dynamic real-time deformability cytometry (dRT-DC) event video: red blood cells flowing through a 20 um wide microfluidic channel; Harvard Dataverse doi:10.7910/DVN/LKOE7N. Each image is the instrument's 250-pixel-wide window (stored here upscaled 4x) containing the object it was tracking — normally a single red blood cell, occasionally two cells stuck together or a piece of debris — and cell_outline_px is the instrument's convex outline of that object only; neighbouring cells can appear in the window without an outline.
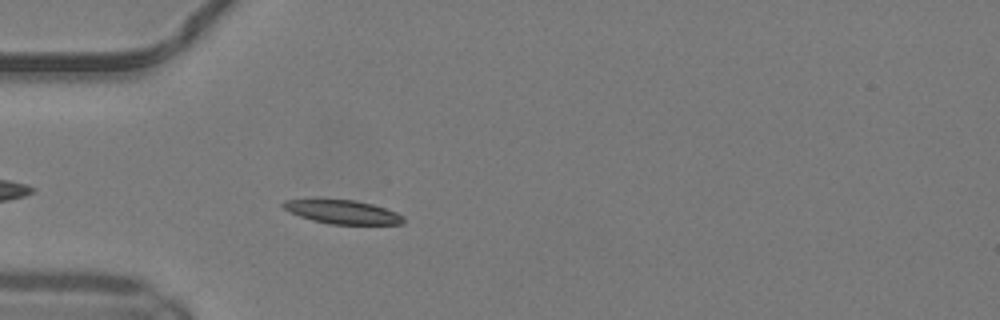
{"species": "common noctule bat (a hibernating species)", "species_latin": "Nyctalus noctula", "temperature_condition": "warm", "stored_images_in_passage": 35, "camera_frame_rate_fps": 3000, "um_per_image_px": 0.085, "animal": {"sex": "male", "body_mass_g": 19.2, "forearm_length_mm": 51.8}, "frame": {"image": 1, "passage_image": 4, "time_ms": 1.0, "image_size_px": [1000, 320], "cell_outline_px": [[404, 224], [332, 224], [312, 220], [288, 212], [280, 204], [284, 200], [352, 200], [372, 204], [396, 212], [404, 216]], "centroid_in_image_um": [29.12, 18.03], "position_along_channel_um": 55.9, "area_um2": 16.36}}
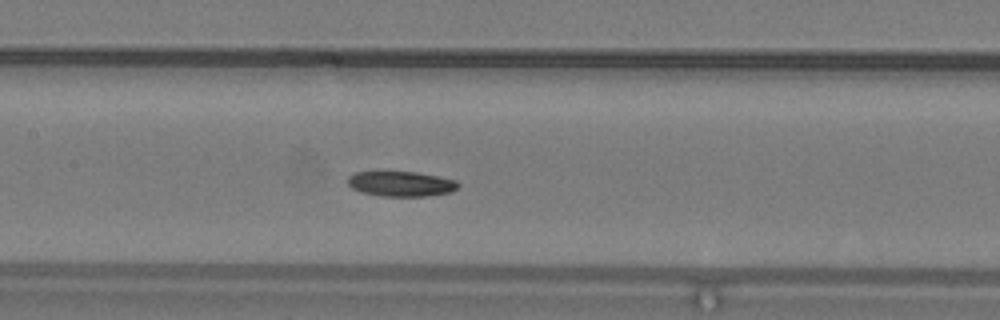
{"frame": {"image": 2, "passage_image": 13, "time_ms": 4.0, "image_size_px": [1000, 320], "cell_outline_px": [[460, 184], [452, 192], [428, 196], [380, 196], [360, 192], [352, 188], [348, 184], [348, 176], [356, 172], [416, 172], [456, 180]], "centroid_in_image_um": [34.08, 15.63], "position_along_channel_um": 173.3, "area_um2": 16.13}}
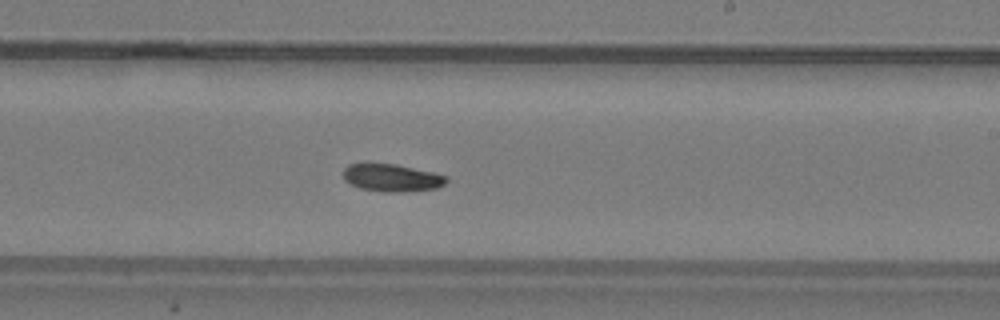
{"frame": {"image": 3, "passage_image": 19, "time_ms": 6.0, "image_size_px": [1000, 320], "cell_outline_px": [[448, 180], [444, 184], [436, 188], [408, 192], [384, 192], [360, 188], [344, 180], [344, 168], [348, 164], [396, 164], [436, 172], [448, 176]], "centroid_in_image_um": [33.36, 15.11], "position_along_channel_um": 255.6, "area_um2": 16.65}, "authors_computed_cell_mechanics": {"area_um2": 16.9354, "velocity_mm_per_s": 4.136, "shape_relaxation_time_tau1_ms": 7.0896, "shape_relaxation_time_tau2_ms": null, "deformation_change_tau1": 0.1619, "deformation_change_tau2": null}}